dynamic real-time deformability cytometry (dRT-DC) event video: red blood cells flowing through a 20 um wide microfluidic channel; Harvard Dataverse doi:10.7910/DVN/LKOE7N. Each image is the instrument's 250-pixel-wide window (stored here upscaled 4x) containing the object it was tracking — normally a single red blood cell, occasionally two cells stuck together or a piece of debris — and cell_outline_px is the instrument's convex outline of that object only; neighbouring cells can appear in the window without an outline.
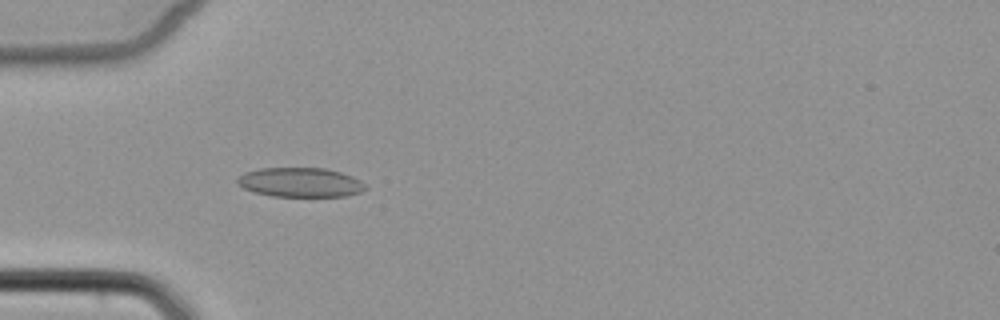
{"species": "common noctule bat (a hibernating species)", "species_latin": "Nyctalus noctula", "temperature_condition": "cold", "stored_images_in_passage": 4, "camera_frame_rate_fps": 3000, "um_per_image_px": 0.085, "animal": {"sex": "female", "body_mass_g": 22.7, "forearm_length_mm": 54.2}, "frame": {"image": 1, "passage_image": 4, "time_ms": 4.667, "image_size_px": [1000, 320], "cell_outline_px": [[368, 188], [360, 192], [344, 196], [272, 196], [256, 192], [244, 188], [236, 180], [244, 172], [260, 168], [324, 168], [340, 172], [352, 176], [360, 180]], "centroid_in_image_um": [25.54, 15.49], "position_along_channel_um": 59.5, "area_um2": 21.73}}